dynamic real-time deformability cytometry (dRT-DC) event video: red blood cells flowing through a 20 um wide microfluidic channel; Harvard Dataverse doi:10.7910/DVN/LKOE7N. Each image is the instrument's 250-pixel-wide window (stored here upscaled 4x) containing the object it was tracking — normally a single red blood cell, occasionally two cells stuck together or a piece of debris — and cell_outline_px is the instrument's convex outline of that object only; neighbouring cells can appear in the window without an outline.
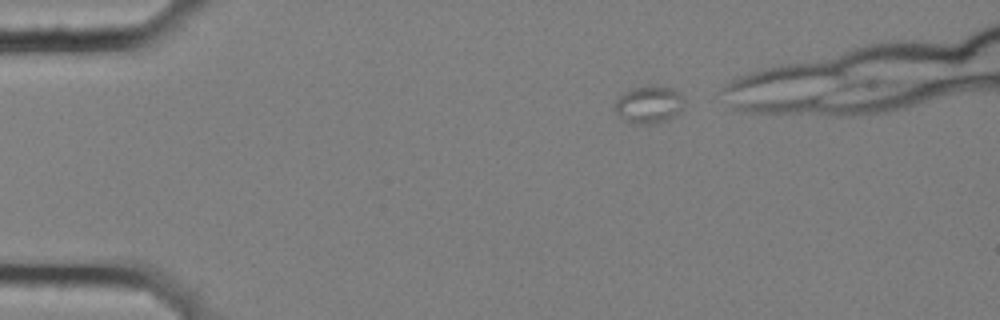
{"species": "common noctule bat (a hibernating species)", "species_latin": "Nyctalus noctula", "temperature_condition": "cold", "stored_images_in_passage": 3, "camera_frame_rate_fps": 3000, "um_per_image_px": 0.085, "animal": {"sex": "female", "body_mass_g": 25.1}, "frame": {"image": 1, "passage_image": 1, "time_ms": 0.0, "image_size_px": [1000, 320], "cell_outline_px": [[684, 96], [680, 108], [676, 116], [668, 120], [656, 124], [628, 124], [612, 108], [616, 100], [624, 92], [632, 88], [648, 84], [672, 88], [680, 92]], "centroid_in_image_um": [55.13, 8.89], "position_along_channel_um": 29.9, "area_um2": 15.55}}